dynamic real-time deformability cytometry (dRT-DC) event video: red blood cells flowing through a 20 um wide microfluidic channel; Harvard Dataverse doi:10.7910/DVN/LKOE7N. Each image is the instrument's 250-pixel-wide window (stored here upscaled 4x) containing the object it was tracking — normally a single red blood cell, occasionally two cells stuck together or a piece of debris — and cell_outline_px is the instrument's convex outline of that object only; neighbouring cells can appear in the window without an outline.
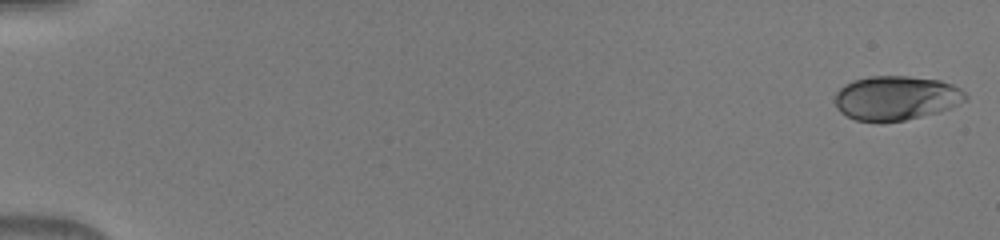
{"species": "human", "species_latin": "Homo sapiens", "temperature_condition": "warm", "stored_images_in_passage": 50, "camera_frame_rate_fps": 3000, "um_per_image_px": 0.085, "donor": {"sex": "male"}, "frame": {"image": 1, "passage_image": 1, "time_ms": 0.0, "image_size_px": [1000, 240], "cell_outline_px": [[968, 100], [940, 112], [904, 120], [856, 120], [840, 112], [836, 108], [832, 100], [836, 92], [844, 84], [852, 80], [868, 76], [908, 76], [940, 80], [952, 84], [960, 88], [968, 96]], "centroid_in_image_um": [76.16, 8.3], "position_along_channel_um": 8.8, "area_um2": 33.81}}
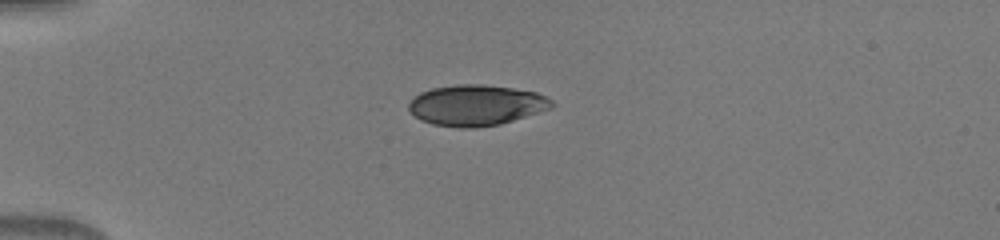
{"frame": {"image": 2, "passage_image": 14, "time_ms": 4.333, "image_size_px": [1000, 240], "cell_outline_px": [[556, 104], [552, 108], [500, 124], [472, 128], [460, 128], [432, 124], [420, 120], [408, 108], [408, 104], [420, 92], [432, 88], [460, 84], [480, 84], [512, 88], [536, 92], [552, 100]], "centroid_in_image_um": [40.48, 8.95], "position_along_channel_um": 44.5, "area_um2": 33.81}}
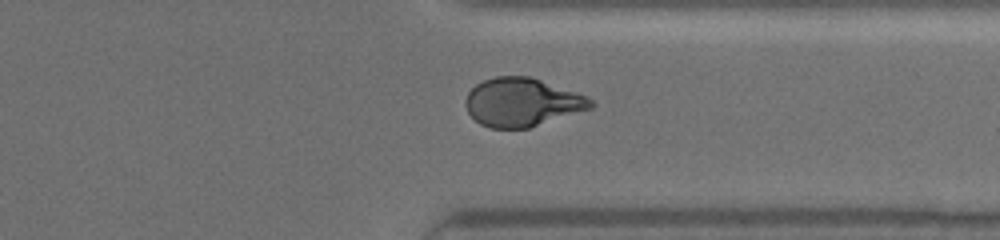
{"frame": {"image": 3, "passage_image": 40, "time_ms": 13.0, "image_size_px": [1000, 240], "cell_outline_px": [[592, 108], [528, 128], [488, 128], [480, 124], [468, 112], [464, 104], [464, 100], [468, 92], [476, 84], [484, 80], [496, 76], [528, 76], [588, 96], [592, 100]], "centroid_in_image_um": [44.34, 8.69], "position_along_channel_um": 367.1, "area_um2": 35.14}}